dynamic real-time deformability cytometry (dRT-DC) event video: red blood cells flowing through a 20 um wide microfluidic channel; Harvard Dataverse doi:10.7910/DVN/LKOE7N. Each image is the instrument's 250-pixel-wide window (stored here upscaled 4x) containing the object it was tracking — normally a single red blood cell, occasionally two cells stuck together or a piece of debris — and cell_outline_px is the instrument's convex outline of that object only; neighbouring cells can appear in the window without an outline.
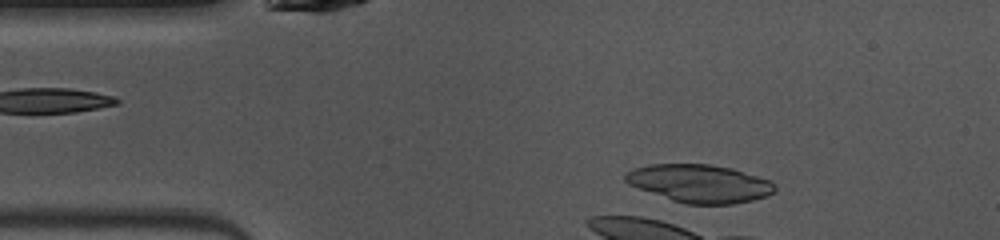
{"species": "common noctule bat (a hibernating species)", "species_latin": "Nyctalus noctula", "temperature_condition": "warm", "stored_images_in_passage": 7, "camera_frame_rate_fps": 3000, "um_per_image_px": 0.085, "animal": {"sex": "female", "body_mass_g": 10.0, "forearm_length_mm": 53.1}, "frame": {"image": 1, "passage_image": 6, "time_ms": 1.667, "image_size_px": [1000, 240], "cell_outline_px": [[776, 188], [768, 196], [752, 200], [732, 204], [684, 204], [672, 200], [628, 184], [624, 180], [624, 176], [632, 168], [648, 164], [708, 164], [732, 168], [768, 180], [776, 184]], "centroid_in_image_um": [59.45, 15.59], "position_along_channel_um": 25.6, "area_um2": 32.95}}